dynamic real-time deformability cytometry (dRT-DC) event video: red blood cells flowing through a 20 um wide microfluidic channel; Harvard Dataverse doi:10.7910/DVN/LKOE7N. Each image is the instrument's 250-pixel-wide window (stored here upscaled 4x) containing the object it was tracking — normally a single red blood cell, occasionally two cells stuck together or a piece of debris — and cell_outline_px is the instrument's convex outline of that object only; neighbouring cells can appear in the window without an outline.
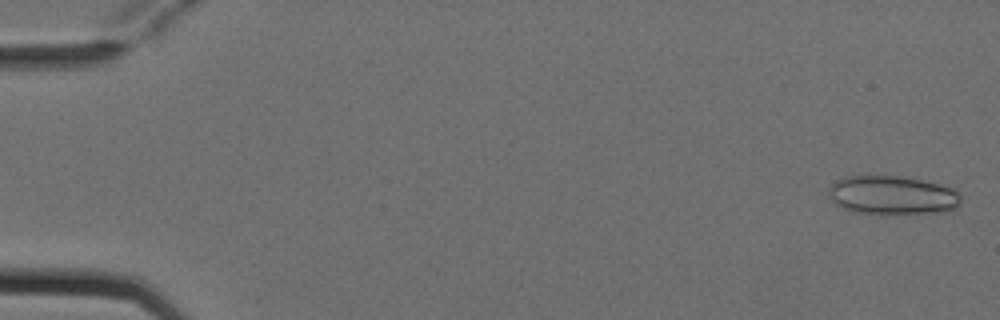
{"species": "Egyptian fruit bat (a non-hibernating species)", "species_latin": "Rousettus aegyptiacus", "temperature_condition": "cold", "stored_images_in_passage": 4, "camera_frame_rate_fps": 3000, "um_per_image_px": 0.085, "animal": {"sex": "female"}, "frame": {"image": 1, "passage_image": 1, "time_ms": 0.0, "image_size_px": [1000, 320], "cell_outline_px": [[960, 204], [956, 208], [932, 212], [856, 212], [844, 208], [836, 204], [828, 196], [828, 192], [832, 184], [836, 180], [844, 176], [900, 176], [920, 180], [952, 188], [960, 196]], "centroid_in_image_um": [75.79, 16.56], "position_along_channel_um": 9.2, "area_um2": 28.9}}